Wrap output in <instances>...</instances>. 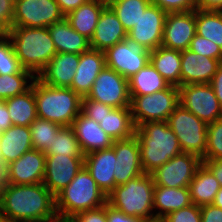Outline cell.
I'll use <instances>...</instances> for the list:
<instances>
[{"label": "cell", "instance_id": "obj_1", "mask_svg": "<svg viewBox=\"0 0 222 222\" xmlns=\"http://www.w3.org/2000/svg\"><path fill=\"white\" fill-rule=\"evenodd\" d=\"M0 210L9 222H54L58 219L56 198L43 183L2 184Z\"/></svg>", "mask_w": 222, "mask_h": 222}, {"label": "cell", "instance_id": "obj_2", "mask_svg": "<svg viewBox=\"0 0 222 222\" xmlns=\"http://www.w3.org/2000/svg\"><path fill=\"white\" fill-rule=\"evenodd\" d=\"M142 169L151 174L174 156L182 153L177 136L167 121L143 123L136 127Z\"/></svg>", "mask_w": 222, "mask_h": 222}, {"label": "cell", "instance_id": "obj_3", "mask_svg": "<svg viewBox=\"0 0 222 222\" xmlns=\"http://www.w3.org/2000/svg\"><path fill=\"white\" fill-rule=\"evenodd\" d=\"M7 35L23 69L36 77L57 53L48 27H13Z\"/></svg>", "mask_w": 222, "mask_h": 222}, {"label": "cell", "instance_id": "obj_4", "mask_svg": "<svg viewBox=\"0 0 222 222\" xmlns=\"http://www.w3.org/2000/svg\"><path fill=\"white\" fill-rule=\"evenodd\" d=\"M34 98L37 118L61 126H72L81 112L82 98L71 88L46 85L37 77L34 79Z\"/></svg>", "mask_w": 222, "mask_h": 222}, {"label": "cell", "instance_id": "obj_5", "mask_svg": "<svg viewBox=\"0 0 222 222\" xmlns=\"http://www.w3.org/2000/svg\"><path fill=\"white\" fill-rule=\"evenodd\" d=\"M154 181L151 174H141L117 185L108 195L107 204L132 217L155 220L153 211Z\"/></svg>", "mask_w": 222, "mask_h": 222}, {"label": "cell", "instance_id": "obj_6", "mask_svg": "<svg viewBox=\"0 0 222 222\" xmlns=\"http://www.w3.org/2000/svg\"><path fill=\"white\" fill-rule=\"evenodd\" d=\"M55 198L56 213L60 219H70L78 212L95 209L107 203V196L85 167Z\"/></svg>", "mask_w": 222, "mask_h": 222}, {"label": "cell", "instance_id": "obj_7", "mask_svg": "<svg viewBox=\"0 0 222 222\" xmlns=\"http://www.w3.org/2000/svg\"><path fill=\"white\" fill-rule=\"evenodd\" d=\"M130 110L136 127L143 123L167 121L180 104L179 89L169 85L166 89L147 95H130Z\"/></svg>", "mask_w": 222, "mask_h": 222}, {"label": "cell", "instance_id": "obj_8", "mask_svg": "<svg viewBox=\"0 0 222 222\" xmlns=\"http://www.w3.org/2000/svg\"><path fill=\"white\" fill-rule=\"evenodd\" d=\"M173 130L182 152L205 157L208 124L179 104L167 120Z\"/></svg>", "mask_w": 222, "mask_h": 222}, {"label": "cell", "instance_id": "obj_9", "mask_svg": "<svg viewBox=\"0 0 222 222\" xmlns=\"http://www.w3.org/2000/svg\"><path fill=\"white\" fill-rule=\"evenodd\" d=\"M106 67L129 79L150 62V51L128 37L104 51Z\"/></svg>", "mask_w": 222, "mask_h": 222}, {"label": "cell", "instance_id": "obj_10", "mask_svg": "<svg viewBox=\"0 0 222 222\" xmlns=\"http://www.w3.org/2000/svg\"><path fill=\"white\" fill-rule=\"evenodd\" d=\"M180 104L209 124L222 117V107L209 83L178 87Z\"/></svg>", "mask_w": 222, "mask_h": 222}, {"label": "cell", "instance_id": "obj_11", "mask_svg": "<svg viewBox=\"0 0 222 222\" xmlns=\"http://www.w3.org/2000/svg\"><path fill=\"white\" fill-rule=\"evenodd\" d=\"M65 16L55 0H16L13 27H48Z\"/></svg>", "mask_w": 222, "mask_h": 222}, {"label": "cell", "instance_id": "obj_12", "mask_svg": "<svg viewBox=\"0 0 222 222\" xmlns=\"http://www.w3.org/2000/svg\"><path fill=\"white\" fill-rule=\"evenodd\" d=\"M202 160L196 155L182 152L151 173L155 186L168 188L189 187Z\"/></svg>", "mask_w": 222, "mask_h": 222}, {"label": "cell", "instance_id": "obj_13", "mask_svg": "<svg viewBox=\"0 0 222 222\" xmlns=\"http://www.w3.org/2000/svg\"><path fill=\"white\" fill-rule=\"evenodd\" d=\"M86 98L113 108L130 107L128 79L105 66L95 79Z\"/></svg>", "mask_w": 222, "mask_h": 222}, {"label": "cell", "instance_id": "obj_14", "mask_svg": "<svg viewBox=\"0 0 222 222\" xmlns=\"http://www.w3.org/2000/svg\"><path fill=\"white\" fill-rule=\"evenodd\" d=\"M84 167V157L46 155L43 184L56 197Z\"/></svg>", "mask_w": 222, "mask_h": 222}, {"label": "cell", "instance_id": "obj_15", "mask_svg": "<svg viewBox=\"0 0 222 222\" xmlns=\"http://www.w3.org/2000/svg\"><path fill=\"white\" fill-rule=\"evenodd\" d=\"M167 13L155 4H150L142 13L127 37L143 45L149 51L162 45L164 23Z\"/></svg>", "mask_w": 222, "mask_h": 222}, {"label": "cell", "instance_id": "obj_16", "mask_svg": "<svg viewBox=\"0 0 222 222\" xmlns=\"http://www.w3.org/2000/svg\"><path fill=\"white\" fill-rule=\"evenodd\" d=\"M46 155L31 149L5 166V183L24 185L43 183Z\"/></svg>", "mask_w": 222, "mask_h": 222}, {"label": "cell", "instance_id": "obj_17", "mask_svg": "<svg viewBox=\"0 0 222 222\" xmlns=\"http://www.w3.org/2000/svg\"><path fill=\"white\" fill-rule=\"evenodd\" d=\"M112 147L116 155L114 165L115 185L127 183L144 173L136 135L131 138L115 140Z\"/></svg>", "mask_w": 222, "mask_h": 222}, {"label": "cell", "instance_id": "obj_18", "mask_svg": "<svg viewBox=\"0 0 222 222\" xmlns=\"http://www.w3.org/2000/svg\"><path fill=\"white\" fill-rule=\"evenodd\" d=\"M195 34V10L167 13L161 46L180 51L186 50Z\"/></svg>", "mask_w": 222, "mask_h": 222}, {"label": "cell", "instance_id": "obj_19", "mask_svg": "<svg viewBox=\"0 0 222 222\" xmlns=\"http://www.w3.org/2000/svg\"><path fill=\"white\" fill-rule=\"evenodd\" d=\"M222 62L196 54L189 49L181 51V85L210 83Z\"/></svg>", "mask_w": 222, "mask_h": 222}, {"label": "cell", "instance_id": "obj_20", "mask_svg": "<svg viewBox=\"0 0 222 222\" xmlns=\"http://www.w3.org/2000/svg\"><path fill=\"white\" fill-rule=\"evenodd\" d=\"M105 66L104 51L90 48L83 52L79 55V65L70 88L81 98L87 97L95 79Z\"/></svg>", "mask_w": 222, "mask_h": 222}, {"label": "cell", "instance_id": "obj_21", "mask_svg": "<svg viewBox=\"0 0 222 222\" xmlns=\"http://www.w3.org/2000/svg\"><path fill=\"white\" fill-rule=\"evenodd\" d=\"M72 128L84 155L112 147L114 140L106 134L99 123L82 112L73 121Z\"/></svg>", "mask_w": 222, "mask_h": 222}, {"label": "cell", "instance_id": "obj_22", "mask_svg": "<svg viewBox=\"0 0 222 222\" xmlns=\"http://www.w3.org/2000/svg\"><path fill=\"white\" fill-rule=\"evenodd\" d=\"M115 161L116 155L113 147L84 155V167L106 196L116 187Z\"/></svg>", "mask_w": 222, "mask_h": 222}, {"label": "cell", "instance_id": "obj_23", "mask_svg": "<svg viewBox=\"0 0 222 222\" xmlns=\"http://www.w3.org/2000/svg\"><path fill=\"white\" fill-rule=\"evenodd\" d=\"M78 65L79 54L56 53L37 78L46 85L70 88Z\"/></svg>", "mask_w": 222, "mask_h": 222}, {"label": "cell", "instance_id": "obj_24", "mask_svg": "<svg viewBox=\"0 0 222 222\" xmlns=\"http://www.w3.org/2000/svg\"><path fill=\"white\" fill-rule=\"evenodd\" d=\"M127 31L114 11L107 5L101 12L94 34L90 39V47L105 51L107 48L124 41Z\"/></svg>", "mask_w": 222, "mask_h": 222}, {"label": "cell", "instance_id": "obj_25", "mask_svg": "<svg viewBox=\"0 0 222 222\" xmlns=\"http://www.w3.org/2000/svg\"><path fill=\"white\" fill-rule=\"evenodd\" d=\"M31 149L33 146L29 126L12 125L0 132V158L4 166Z\"/></svg>", "mask_w": 222, "mask_h": 222}, {"label": "cell", "instance_id": "obj_26", "mask_svg": "<svg viewBox=\"0 0 222 222\" xmlns=\"http://www.w3.org/2000/svg\"><path fill=\"white\" fill-rule=\"evenodd\" d=\"M57 53L82 54L88 51L90 40L75 31L66 18L48 26Z\"/></svg>", "mask_w": 222, "mask_h": 222}, {"label": "cell", "instance_id": "obj_27", "mask_svg": "<svg viewBox=\"0 0 222 222\" xmlns=\"http://www.w3.org/2000/svg\"><path fill=\"white\" fill-rule=\"evenodd\" d=\"M106 6L107 0H89L70 12L65 18L75 31L90 40L100 14Z\"/></svg>", "mask_w": 222, "mask_h": 222}, {"label": "cell", "instance_id": "obj_28", "mask_svg": "<svg viewBox=\"0 0 222 222\" xmlns=\"http://www.w3.org/2000/svg\"><path fill=\"white\" fill-rule=\"evenodd\" d=\"M150 63L173 86H181V51L162 46L150 51Z\"/></svg>", "mask_w": 222, "mask_h": 222}, {"label": "cell", "instance_id": "obj_29", "mask_svg": "<svg viewBox=\"0 0 222 222\" xmlns=\"http://www.w3.org/2000/svg\"><path fill=\"white\" fill-rule=\"evenodd\" d=\"M192 204L188 187L168 188L154 187L153 209H159L155 219H162L168 213L188 207Z\"/></svg>", "mask_w": 222, "mask_h": 222}, {"label": "cell", "instance_id": "obj_30", "mask_svg": "<svg viewBox=\"0 0 222 222\" xmlns=\"http://www.w3.org/2000/svg\"><path fill=\"white\" fill-rule=\"evenodd\" d=\"M220 187L219 181L202 163L188 187L192 204L198 206L212 204Z\"/></svg>", "mask_w": 222, "mask_h": 222}, {"label": "cell", "instance_id": "obj_31", "mask_svg": "<svg viewBox=\"0 0 222 222\" xmlns=\"http://www.w3.org/2000/svg\"><path fill=\"white\" fill-rule=\"evenodd\" d=\"M99 124L114 141L131 138L136 133L130 107L113 108L100 119Z\"/></svg>", "mask_w": 222, "mask_h": 222}, {"label": "cell", "instance_id": "obj_32", "mask_svg": "<svg viewBox=\"0 0 222 222\" xmlns=\"http://www.w3.org/2000/svg\"><path fill=\"white\" fill-rule=\"evenodd\" d=\"M12 125L30 126L37 118L36 102L34 98V81L24 93L5 100Z\"/></svg>", "mask_w": 222, "mask_h": 222}, {"label": "cell", "instance_id": "obj_33", "mask_svg": "<svg viewBox=\"0 0 222 222\" xmlns=\"http://www.w3.org/2000/svg\"><path fill=\"white\" fill-rule=\"evenodd\" d=\"M130 95H147L166 89L170 84L149 62L128 79Z\"/></svg>", "mask_w": 222, "mask_h": 222}, {"label": "cell", "instance_id": "obj_34", "mask_svg": "<svg viewBox=\"0 0 222 222\" xmlns=\"http://www.w3.org/2000/svg\"><path fill=\"white\" fill-rule=\"evenodd\" d=\"M196 33L222 49V11L195 9Z\"/></svg>", "mask_w": 222, "mask_h": 222}, {"label": "cell", "instance_id": "obj_35", "mask_svg": "<svg viewBox=\"0 0 222 222\" xmlns=\"http://www.w3.org/2000/svg\"><path fill=\"white\" fill-rule=\"evenodd\" d=\"M150 4L151 0H107V5L114 11L127 32L135 26Z\"/></svg>", "mask_w": 222, "mask_h": 222}, {"label": "cell", "instance_id": "obj_36", "mask_svg": "<svg viewBox=\"0 0 222 222\" xmlns=\"http://www.w3.org/2000/svg\"><path fill=\"white\" fill-rule=\"evenodd\" d=\"M44 154L84 157L72 126H62Z\"/></svg>", "mask_w": 222, "mask_h": 222}, {"label": "cell", "instance_id": "obj_37", "mask_svg": "<svg viewBox=\"0 0 222 222\" xmlns=\"http://www.w3.org/2000/svg\"><path fill=\"white\" fill-rule=\"evenodd\" d=\"M35 78V75L25 69L16 74L0 75V101L26 92L32 86V82L27 84V80L34 81Z\"/></svg>", "mask_w": 222, "mask_h": 222}, {"label": "cell", "instance_id": "obj_38", "mask_svg": "<svg viewBox=\"0 0 222 222\" xmlns=\"http://www.w3.org/2000/svg\"><path fill=\"white\" fill-rule=\"evenodd\" d=\"M61 127L52 121L36 118L29 126L33 149L45 152Z\"/></svg>", "mask_w": 222, "mask_h": 222}, {"label": "cell", "instance_id": "obj_39", "mask_svg": "<svg viewBox=\"0 0 222 222\" xmlns=\"http://www.w3.org/2000/svg\"><path fill=\"white\" fill-rule=\"evenodd\" d=\"M22 70L10 37L7 33H0V75L16 74Z\"/></svg>", "mask_w": 222, "mask_h": 222}, {"label": "cell", "instance_id": "obj_40", "mask_svg": "<svg viewBox=\"0 0 222 222\" xmlns=\"http://www.w3.org/2000/svg\"><path fill=\"white\" fill-rule=\"evenodd\" d=\"M206 137V152L202 160L222 159V117L208 124Z\"/></svg>", "mask_w": 222, "mask_h": 222}, {"label": "cell", "instance_id": "obj_41", "mask_svg": "<svg viewBox=\"0 0 222 222\" xmlns=\"http://www.w3.org/2000/svg\"><path fill=\"white\" fill-rule=\"evenodd\" d=\"M188 49L196 54L213 59H219L222 62V49L212 41L207 38H203L197 33L191 40Z\"/></svg>", "mask_w": 222, "mask_h": 222}, {"label": "cell", "instance_id": "obj_42", "mask_svg": "<svg viewBox=\"0 0 222 222\" xmlns=\"http://www.w3.org/2000/svg\"><path fill=\"white\" fill-rule=\"evenodd\" d=\"M161 220L163 222H201L200 206L191 204L188 207L168 213Z\"/></svg>", "mask_w": 222, "mask_h": 222}, {"label": "cell", "instance_id": "obj_43", "mask_svg": "<svg viewBox=\"0 0 222 222\" xmlns=\"http://www.w3.org/2000/svg\"><path fill=\"white\" fill-rule=\"evenodd\" d=\"M113 107L105 105L101 102L87 99L86 97L82 98L81 101V112L95 120L97 123H100V119H102L106 113H109Z\"/></svg>", "mask_w": 222, "mask_h": 222}, {"label": "cell", "instance_id": "obj_44", "mask_svg": "<svg viewBox=\"0 0 222 222\" xmlns=\"http://www.w3.org/2000/svg\"><path fill=\"white\" fill-rule=\"evenodd\" d=\"M166 13L188 12L196 9V0H151Z\"/></svg>", "mask_w": 222, "mask_h": 222}, {"label": "cell", "instance_id": "obj_45", "mask_svg": "<svg viewBox=\"0 0 222 222\" xmlns=\"http://www.w3.org/2000/svg\"><path fill=\"white\" fill-rule=\"evenodd\" d=\"M16 0H0V33L13 28L14 3Z\"/></svg>", "mask_w": 222, "mask_h": 222}, {"label": "cell", "instance_id": "obj_46", "mask_svg": "<svg viewBox=\"0 0 222 222\" xmlns=\"http://www.w3.org/2000/svg\"><path fill=\"white\" fill-rule=\"evenodd\" d=\"M73 222H107L106 204L101 207L76 213Z\"/></svg>", "mask_w": 222, "mask_h": 222}, {"label": "cell", "instance_id": "obj_47", "mask_svg": "<svg viewBox=\"0 0 222 222\" xmlns=\"http://www.w3.org/2000/svg\"><path fill=\"white\" fill-rule=\"evenodd\" d=\"M106 217L107 222H148L147 220L139 217H132L124 214L109 204L106 203Z\"/></svg>", "mask_w": 222, "mask_h": 222}, {"label": "cell", "instance_id": "obj_48", "mask_svg": "<svg viewBox=\"0 0 222 222\" xmlns=\"http://www.w3.org/2000/svg\"><path fill=\"white\" fill-rule=\"evenodd\" d=\"M201 222H222V209L214 206L213 204H207L200 206Z\"/></svg>", "mask_w": 222, "mask_h": 222}, {"label": "cell", "instance_id": "obj_49", "mask_svg": "<svg viewBox=\"0 0 222 222\" xmlns=\"http://www.w3.org/2000/svg\"><path fill=\"white\" fill-rule=\"evenodd\" d=\"M210 86L215 92V95L222 107V63L218 66L217 72L210 81Z\"/></svg>", "mask_w": 222, "mask_h": 222}, {"label": "cell", "instance_id": "obj_50", "mask_svg": "<svg viewBox=\"0 0 222 222\" xmlns=\"http://www.w3.org/2000/svg\"><path fill=\"white\" fill-rule=\"evenodd\" d=\"M202 162L213 173L222 187V159L202 160Z\"/></svg>", "mask_w": 222, "mask_h": 222}, {"label": "cell", "instance_id": "obj_51", "mask_svg": "<svg viewBox=\"0 0 222 222\" xmlns=\"http://www.w3.org/2000/svg\"><path fill=\"white\" fill-rule=\"evenodd\" d=\"M64 16L68 15L74 9H77L82 4L88 2L89 0H55Z\"/></svg>", "mask_w": 222, "mask_h": 222}, {"label": "cell", "instance_id": "obj_52", "mask_svg": "<svg viewBox=\"0 0 222 222\" xmlns=\"http://www.w3.org/2000/svg\"><path fill=\"white\" fill-rule=\"evenodd\" d=\"M196 9L222 11V0H196Z\"/></svg>", "mask_w": 222, "mask_h": 222}, {"label": "cell", "instance_id": "obj_53", "mask_svg": "<svg viewBox=\"0 0 222 222\" xmlns=\"http://www.w3.org/2000/svg\"><path fill=\"white\" fill-rule=\"evenodd\" d=\"M12 126L5 101H0V132L6 131Z\"/></svg>", "mask_w": 222, "mask_h": 222}, {"label": "cell", "instance_id": "obj_54", "mask_svg": "<svg viewBox=\"0 0 222 222\" xmlns=\"http://www.w3.org/2000/svg\"><path fill=\"white\" fill-rule=\"evenodd\" d=\"M212 204L222 209V187H220V190L215 195V199Z\"/></svg>", "mask_w": 222, "mask_h": 222}, {"label": "cell", "instance_id": "obj_55", "mask_svg": "<svg viewBox=\"0 0 222 222\" xmlns=\"http://www.w3.org/2000/svg\"><path fill=\"white\" fill-rule=\"evenodd\" d=\"M5 183V166L0 162V187Z\"/></svg>", "mask_w": 222, "mask_h": 222}, {"label": "cell", "instance_id": "obj_56", "mask_svg": "<svg viewBox=\"0 0 222 222\" xmlns=\"http://www.w3.org/2000/svg\"><path fill=\"white\" fill-rule=\"evenodd\" d=\"M0 222H9L8 219L2 214L1 210H0Z\"/></svg>", "mask_w": 222, "mask_h": 222}, {"label": "cell", "instance_id": "obj_57", "mask_svg": "<svg viewBox=\"0 0 222 222\" xmlns=\"http://www.w3.org/2000/svg\"><path fill=\"white\" fill-rule=\"evenodd\" d=\"M54 222H73V221L71 219H60V218H58Z\"/></svg>", "mask_w": 222, "mask_h": 222}, {"label": "cell", "instance_id": "obj_58", "mask_svg": "<svg viewBox=\"0 0 222 222\" xmlns=\"http://www.w3.org/2000/svg\"><path fill=\"white\" fill-rule=\"evenodd\" d=\"M148 222H163V221L161 219H155V220L148 221Z\"/></svg>", "mask_w": 222, "mask_h": 222}]
</instances>
